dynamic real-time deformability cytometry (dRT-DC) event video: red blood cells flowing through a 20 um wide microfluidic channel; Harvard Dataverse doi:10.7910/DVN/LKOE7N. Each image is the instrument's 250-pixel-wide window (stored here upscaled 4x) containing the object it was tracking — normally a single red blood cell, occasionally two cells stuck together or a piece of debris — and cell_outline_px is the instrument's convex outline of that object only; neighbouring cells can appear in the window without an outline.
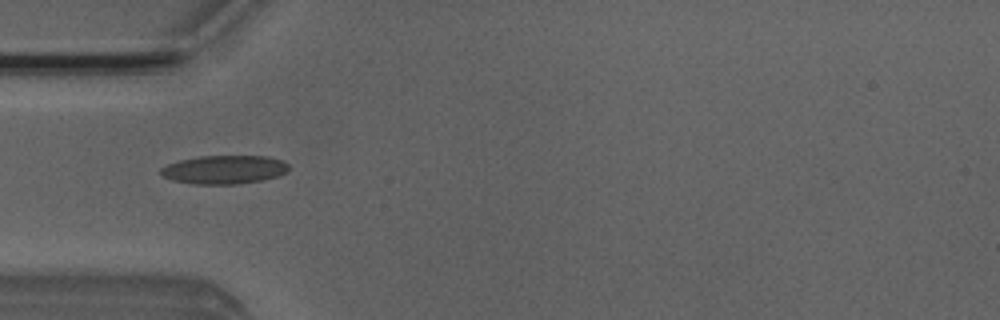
{"species": "Egyptian fruit bat (a non-hibernating species)", "species_latin": "Rousettus aegyptiacus", "temperature_condition": "room temperature", "stored_images_in_passage": 4, "camera_frame_rate_fps": 3000, "um_per_image_px": 0.085, "animal": {"sex": "male"}, "frame": {"image": 1, "passage_image": 1, "time_ms": 0.0, "image_size_px": [1000, 320], "cell_outline_px": [[288, 172], [276, 176], [260, 180], [236, 184], [192, 184], [172, 180], [164, 176], [160, 172], [160, 168], [168, 164], [180, 160], [200, 156], [268, 156], [284, 160], [288, 164]], "centroid_in_image_um": [19.07, 14.41], "position_along_channel_um": 65.9, "area_um2": 21.27}}
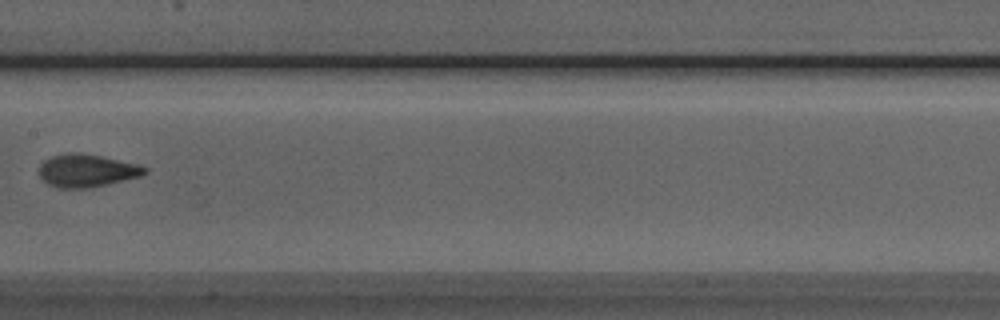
{"frame": {"image": 2, "passage_image": 4, "time_ms": 3.333, "image_size_px": [1000, 320], "cell_outline_px": [[148, 172], [140, 176], [92, 188], [56, 188], [48, 184], [40, 176], [40, 164], [44, 160], [52, 156], [68, 152], [80, 152], [140, 164], [148, 168]], "centroid_in_image_um": [7.39, 14.5], "position_along_channel_um": 200.0, "area_um2": 20.35}}